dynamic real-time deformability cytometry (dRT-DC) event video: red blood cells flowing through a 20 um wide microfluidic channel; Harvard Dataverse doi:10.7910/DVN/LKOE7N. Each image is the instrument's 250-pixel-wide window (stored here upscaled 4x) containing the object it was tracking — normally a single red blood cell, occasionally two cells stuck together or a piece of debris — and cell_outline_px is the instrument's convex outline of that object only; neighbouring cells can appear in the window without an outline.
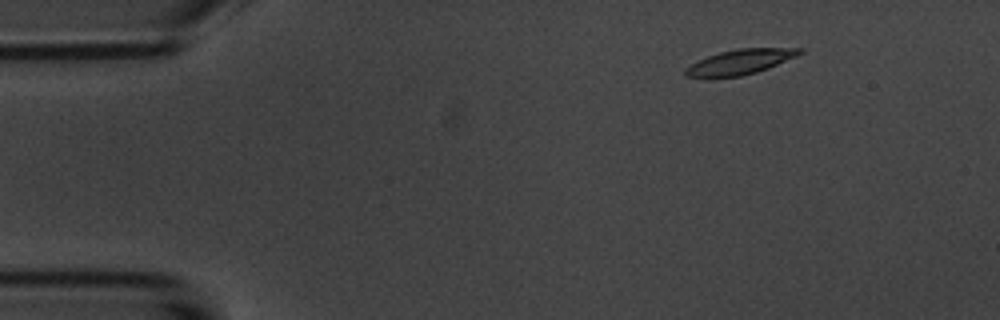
{"species": "common noctule bat (a hibernating species)", "species_latin": "Nyctalus noctula", "temperature_condition": "room temperature", "stored_images_in_passage": 6, "camera_frame_rate_fps": 3000, "um_per_image_px": 0.085, "animal": {"sex": "male", "body_mass_g": 20.1, "forearm_length_mm": 53.5}, "frame": {"image": 1, "passage_image": 6, "time_ms": 6.667, "image_size_px": [1000, 320], "cell_outline_px": [[804, 52], [796, 56], [768, 68], [756, 72], [740, 76], [684, 76], [684, 68], [708, 56], [720, 52], [736, 48], [804, 48]], "centroid_in_image_um": [62.95, 5.24], "position_along_channel_um": 22.0, "area_um2": 16.24}}